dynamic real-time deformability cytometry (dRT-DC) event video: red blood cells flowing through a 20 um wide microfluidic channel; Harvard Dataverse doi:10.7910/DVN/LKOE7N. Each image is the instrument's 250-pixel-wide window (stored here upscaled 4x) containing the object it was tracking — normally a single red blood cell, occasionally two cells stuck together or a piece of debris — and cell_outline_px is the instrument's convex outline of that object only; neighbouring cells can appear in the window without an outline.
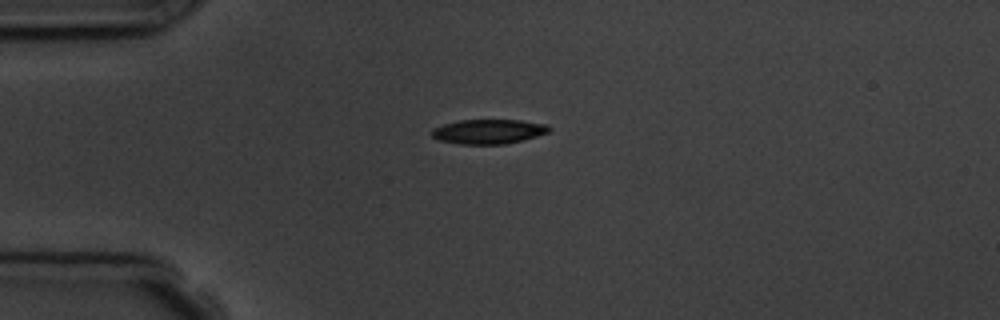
{"species": "common noctule bat (a hibernating species)", "species_latin": "Nyctalus noctula", "temperature_condition": "room temperature", "stored_images_in_passage": 5, "camera_frame_rate_fps": 3000, "um_per_image_px": 0.085, "animal": {"sex": "male", "body_mass_g": 19.5, "forearm_length_mm": 54.6}, "frame": {"image": 1, "passage_image": 1, "time_ms": 0.0, "image_size_px": [1000, 320], "cell_outline_px": [[552, 128], [548, 132], [524, 140], [504, 144], [456, 144], [440, 140], [432, 136], [432, 132], [436, 128], [444, 124], [460, 120], [520, 120], [548, 124]], "centroid_in_image_um": [41.57, 11.18], "position_along_channel_um": 43.4, "area_um2": 16.7}}